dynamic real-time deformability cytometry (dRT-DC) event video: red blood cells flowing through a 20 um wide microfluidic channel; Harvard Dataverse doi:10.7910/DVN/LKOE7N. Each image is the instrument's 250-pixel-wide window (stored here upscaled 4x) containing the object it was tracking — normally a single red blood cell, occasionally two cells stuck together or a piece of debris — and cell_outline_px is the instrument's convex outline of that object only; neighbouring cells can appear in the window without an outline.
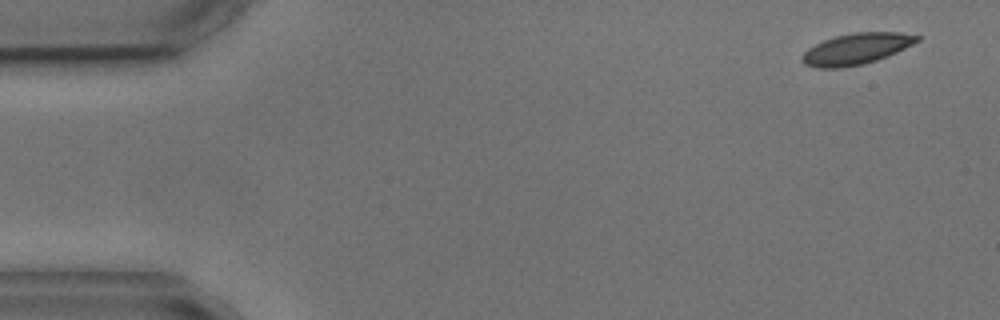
{"species": "common noctule bat (a hibernating species)", "species_latin": "Nyctalus noctula", "temperature_condition": "cold", "stored_images_in_passage": 7, "camera_frame_rate_fps": 3000, "um_per_image_px": 0.085, "animal": {"sex": "male", "body_mass_g": 17.9, "forearm_length_mm": 54.2}, "frame": {"image": 1, "passage_image": 1, "time_ms": 0.0, "image_size_px": [1000, 320], "cell_outline_px": [[920, 40], [888, 56], [864, 64], [840, 68], [816, 68], [804, 64], [800, 60], [800, 56], [808, 48], [824, 40], [836, 36], [852, 32], [900, 32], [920, 36]], "centroid_in_image_um": [72.75, 4.16], "position_along_channel_um": 12.2, "area_um2": 20.92}}